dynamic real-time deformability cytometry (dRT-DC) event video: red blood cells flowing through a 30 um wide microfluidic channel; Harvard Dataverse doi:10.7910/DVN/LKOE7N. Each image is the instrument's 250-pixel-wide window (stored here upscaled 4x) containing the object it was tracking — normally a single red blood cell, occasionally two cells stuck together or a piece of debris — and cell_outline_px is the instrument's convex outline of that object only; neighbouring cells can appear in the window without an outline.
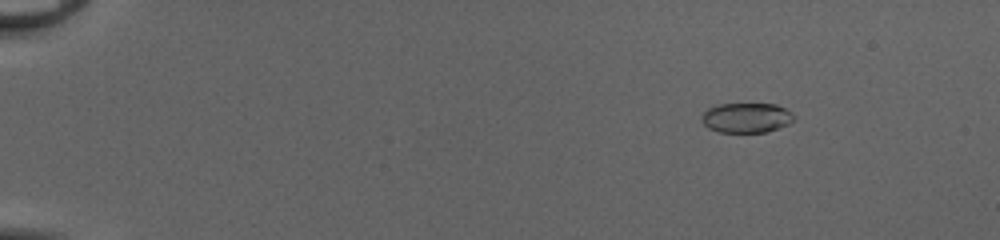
{"species": "common noctule bat (a hibernating species)", "species_latin": "Nyctalus noctula", "temperature_condition": "cold", "stored_images_in_passage": 52, "camera_frame_rate_fps": 3000, "um_per_image_px": 0.085, "animal": {"sex": "female", "body_mass_g": 20.0, "forearm_length_mm": 54.0}, "frame": {"image": 1, "passage_image": 8, "time_ms": 2.333, "image_size_px": [1000, 240], "cell_outline_px": [[796, 120], [788, 124], [764, 132], [716, 132], [708, 128], [700, 120], [700, 116], [708, 108], [716, 104], [776, 104], [792, 112], [796, 116]], "centroid_in_image_um": [63.43, 10.0], "position_along_channel_um": 21.6, "area_um2": 16.24}}
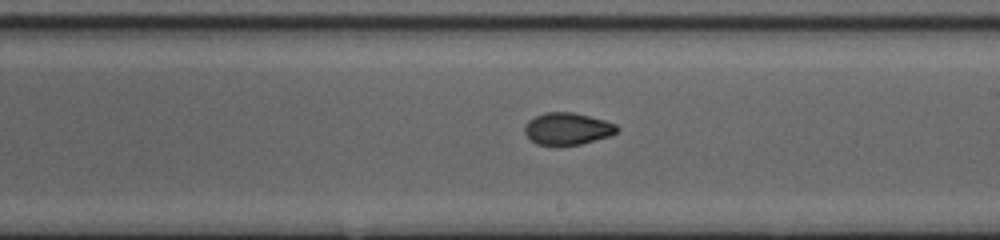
{"frame": {"image": 2, "passage_image": 33, "time_ms": 10.667, "image_size_px": [1000, 240], "cell_outline_px": [[620, 128], [612, 136], [580, 144], [556, 148], [536, 144], [524, 132], [524, 124], [528, 120], [544, 112], [572, 112], [604, 120], [616, 124]], "centroid_in_image_um": [48.21, 10.98], "position_along_channel_um": 240.8, "area_um2": 17.74}}
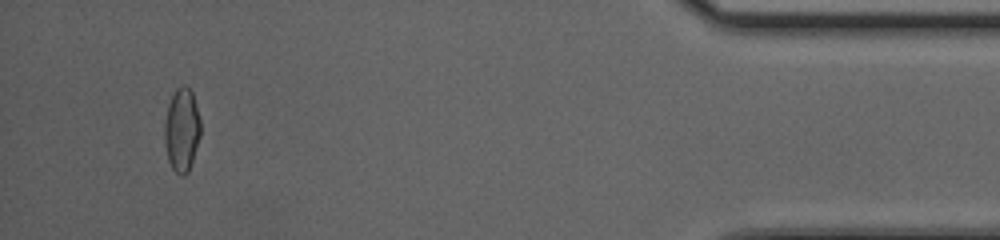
{"frame": {"image": 3, "passage_image": 50, "time_ms": 16.333, "image_size_px": [1000, 240], "cell_outline_px": [[200, 136], [188, 172], [184, 176], [180, 176], [172, 168], [168, 160], [164, 140], [164, 124], [168, 104], [176, 88], [180, 84], [184, 84], [192, 92], [200, 120]], "centroid_in_image_um": [15.44, 11.03], "position_along_channel_um": 419.8, "area_um2": 17.51}, "authors_computed_cell_mechanics": {"area_um2": 17.2533, "velocity_mm_per_s": 4.1838, "shape_relaxation_time_tau1_ms": 9.6424, "shape_relaxation_time_tau2_ms": 1.3813, "deformation_change_tau1": 0.2539, "deformation_change_tau2": 0.0538}}